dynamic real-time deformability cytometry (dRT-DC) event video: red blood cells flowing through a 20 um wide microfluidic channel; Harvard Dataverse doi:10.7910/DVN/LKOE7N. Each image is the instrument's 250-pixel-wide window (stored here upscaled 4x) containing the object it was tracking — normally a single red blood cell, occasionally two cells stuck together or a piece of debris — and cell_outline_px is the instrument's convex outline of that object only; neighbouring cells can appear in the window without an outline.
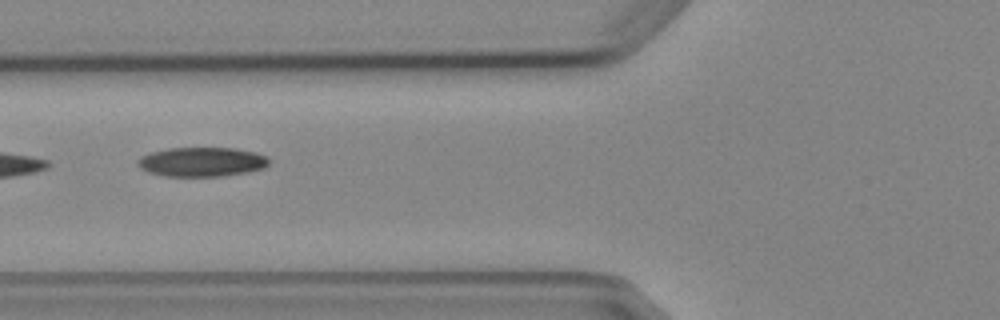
{"species": "Egyptian fruit bat (a non-hibernating species)", "species_latin": "Rousettus aegyptiacus", "temperature_condition": "cold", "stored_images_in_passage": 9, "camera_frame_rate_fps": 3000, "um_per_image_px": 0.085, "animal": {"sex": "female"}, "frame": {"image": 1, "passage_image": 6, "time_ms": 6.667, "image_size_px": [1000, 320], "cell_outline_px": [[268, 164], [264, 168], [248, 172], [220, 176], [164, 176], [148, 172], [140, 168], [136, 164], [136, 160], [140, 156], [152, 152], [168, 148], [236, 148], [256, 152], [264, 156], [268, 160]], "centroid_in_image_um": [17.11, 13.76], "position_along_channel_um": 108.7, "area_um2": 22.48}}